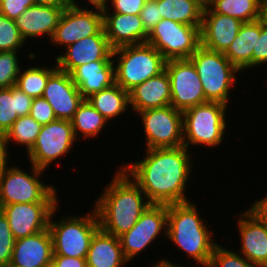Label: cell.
<instances>
[{
    "label": "cell",
    "instance_id": "816d5d0a",
    "mask_svg": "<svg viewBox=\"0 0 267 267\" xmlns=\"http://www.w3.org/2000/svg\"><path fill=\"white\" fill-rule=\"evenodd\" d=\"M46 267H57V266L53 262H51Z\"/></svg>",
    "mask_w": 267,
    "mask_h": 267
},
{
    "label": "cell",
    "instance_id": "e0dca14e",
    "mask_svg": "<svg viewBox=\"0 0 267 267\" xmlns=\"http://www.w3.org/2000/svg\"><path fill=\"white\" fill-rule=\"evenodd\" d=\"M42 97L52 107L57 119L69 121L84 100L71 75L59 69L49 77Z\"/></svg>",
    "mask_w": 267,
    "mask_h": 267
},
{
    "label": "cell",
    "instance_id": "d6a6232c",
    "mask_svg": "<svg viewBox=\"0 0 267 267\" xmlns=\"http://www.w3.org/2000/svg\"><path fill=\"white\" fill-rule=\"evenodd\" d=\"M42 125L30 115L19 117L5 133L8 144L15 142L26 148V154L31 150L41 131Z\"/></svg>",
    "mask_w": 267,
    "mask_h": 267
},
{
    "label": "cell",
    "instance_id": "d4e9b609",
    "mask_svg": "<svg viewBox=\"0 0 267 267\" xmlns=\"http://www.w3.org/2000/svg\"><path fill=\"white\" fill-rule=\"evenodd\" d=\"M125 259L119 237L99 228L91 239L87 267H124Z\"/></svg>",
    "mask_w": 267,
    "mask_h": 267
},
{
    "label": "cell",
    "instance_id": "7402d4cb",
    "mask_svg": "<svg viewBox=\"0 0 267 267\" xmlns=\"http://www.w3.org/2000/svg\"><path fill=\"white\" fill-rule=\"evenodd\" d=\"M66 6L32 5L16 20V26L22 38H37L44 34L51 40L58 25L61 14Z\"/></svg>",
    "mask_w": 267,
    "mask_h": 267
},
{
    "label": "cell",
    "instance_id": "74e56055",
    "mask_svg": "<svg viewBox=\"0 0 267 267\" xmlns=\"http://www.w3.org/2000/svg\"><path fill=\"white\" fill-rule=\"evenodd\" d=\"M267 65V24L256 20V44L252 53V67Z\"/></svg>",
    "mask_w": 267,
    "mask_h": 267
},
{
    "label": "cell",
    "instance_id": "4dcf8cb0",
    "mask_svg": "<svg viewBox=\"0 0 267 267\" xmlns=\"http://www.w3.org/2000/svg\"><path fill=\"white\" fill-rule=\"evenodd\" d=\"M261 5L262 0H211L209 8L214 13L249 23L261 19Z\"/></svg>",
    "mask_w": 267,
    "mask_h": 267
},
{
    "label": "cell",
    "instance_id": "ac0fdd59",
    "mask_svg": "<svg viewBox=\"0 0 267 267\" xmlns=\"http://www.w3.org/2000/svg\"><path fill=\"white\" fill-rule=\"evenodd\" d=\"M110 8V5L104 4L102 13L103 29L112 49L146 43L148 33L139 14L110 12Z\"/></svg>",
    "mask_w": 267,
    "mask_h": 267
},
{
    "label": "cell",
    "instance_id": "ba28073f",
    "mask_svg": "<svg viewBox=\"0 0 267 267\" xmlns=\"http://www.w3.org/2000/svg\"><path fill=\"white\" fill-rule=\"evenodd\" d=\"M30 165L29 173L11 165L0 172V206L59 201L56 187L40 180L45 170Z\"/></svg>",
    "mask_w": 267,
    "mask_h": 267
},
{
    "label": "cell",
    "instance_id": "f35d334b",
    "mask_svg": "<svg viewBox=\"0 0 267 267\" xmlns=\"http://www.w3.org/2000/svg\"><path fill=\"white\" fill-rule=\"evenodd\" d=\"M30 116L42 126L57 120L52 107L43 97L33 99Z\"/></svg>",
    "mask_w": 267,
    "mask_h": 267
},
{
    "label": "cell",
    "instance_id": "8fae6325",
    "mask_svg": "<svg viewBox=\"0 0 267 267\" xmlns=\"http://www.w3.org/2000/svg\"><path fill=\"white\" fill-rule=\"evenodd\" d=\"M76 138L72 122L57 119L43 125L31 150L27 153L29 163L46 170L54 161L70 152Z\"/></svg>",
    "mask_w": 267,
    "mask_h": 267
},
{
    "label": "cell",
    "instance_id": "30bf717a",
    "mask_svg": "<svg viewBox=\"0 0 267 267\" xmlns=\"http://www.w3.org/2000/svg\"><path fill=\"white\" fill-rule=\"evenodd\" d=\"M145 132L144 148H177L183 145L182 111L171 105L138 112Z\"/></svg>",
    "mask_w": 267,
    "mask_h": 267
},
{
    "label": "cell",
    "instance_id": "1f68e13d",
    "mask_svg": "<svg viewBox=\"0 0 267 267\" xmlns=\"http://www.w3.org/2000/svg\"><path fill=\"white\" fill-rule=\"evenodd\" d=\"M31 66L20 69L15 86L32 98L42 97L49 77L58 69L57 64L50 67Z\"/></svg>",
    "mask_w": 267,
    "mask_h": 267
},
{
    "label": "cell",
    "instance_id": "836d02e7",
    "mask_svg": "<svg viewBox=\"0 0 267 267\" xmlns=\"http://www.w3.org/2000/svg\"><path fill=\"white\" fill-rule=\"evenodd\" d=\"M15 20L0 14V52L19 51L25 45Z\"/></svg>",
    "mask_w": 267,
    "mask_h": 267
},
{
    "label": "cell",
    "instance_id": "ab89813d",
    "mask_svg": "<svg viewBox=\"0 0 267 267\" xmlns=\"http://www.w3.org/2000/svg\"><path fill=\"white\" fill-rule=\"evenodd\" d=\"M139 15L142 20L143 27L146 32L149 33L162 19L159 7L157 6V0H146Z\"/></svg>",
    "mask_w": 267,
    "mask_h": 267
},
{
    "label": "cell",
    "instance_id": "44dd1931",
    "mask_svg": "<svg viewBox=\"0 0 267 267\" xmlns=\"http://www.w3.org/2000/svg\"><path fill=\"white\" fill-rule=\"evenodd\" d=\"M53 245L49 229L15 240L8 267H46L52 262Z\"/></svg>",
    "mask_w": 267,
    "mask_h": 267
},
{
    "label": "cell",
    "instance_id": "7a4b0ae2",
    "mask_svg": "<svg viewBox=\"0 0 267 267\" xmlns=\"http://www.w3.org/2000/svg\"><path fill=\"white\" fill-rule=\"evenodd\" d=\"M112 179L93 206L100 228L119 237L136 224L151 203L122 168L115 172Z\"/></svg>",
    "mask_w": 267,
    "mask_h": 267
},
{
    "label": "cell",
    "instance_id": "f6af8a7d",
    "mask_svg": "<svg viewBox=\"0 0 267 267\" xmlns=\"http://www.w3.org/2000/svg\"><path fill=\"white\" fill-rule=\"evenodd\" d=\"M8 146V147H7ZM9 144L5 138V133L0 131V172L8 167L9 157ZM9 157V158H8ZM8 159V160H7Z\"/></svg>",
    "mask_w": 267,
    "mask_h": 267
},
{
    "label": "cell",
    "instance_id": "f1b7e54d",
    "mask_svg": "<svg viewBox=\"0 0 267 267\" xmlns=\"http://www.w3.org/2000/svg\"><path fill=\"white\" fill-rule=\"evenodd\" d=\"M162 19L201 26L203 7L194 0H157Z\"/></svg>",
    "mask_w": 267,
    "mask_h": 267
},
{
    "label": "cell",
    "instance_id": "8d00e7d4",
    "mask_svg": "<svg viewBox=\"0 0 267 267\" xmlns=\"http://www.w3.org/2000/svg\"><path fill=\"white\" fill-rule=\"evenodd\" d=\"M15 239L8 220L0 210V267L11 264Z\"/></svg>",
    "mask_w": 267,
    "mask_h": 267
},
{
    "label": "cell",
    "instance_id": "bcb514c9",
    "mask_svg": "<svg viewBox=\"0 0 267 267\" xmlns=\"http://www.w3.org/2000/svg\"><path fill=\"white\" fill-rule=\"evenodd\" d=\"M66 1V6L68 7H80V5L77 3L78 1L76 0H65ZM87 4H91L92 7H103L105 1L104 0H87Z\"/></svg>",
    "mask_w": 267,
    "mask_h": 267
},
{
    "label": "cell",
    "instance_id": "6da1fadb",
    "mask_svg": "<svg viewBox=\"0 0 267 267\" xmlns=\"http://www.w3.org/2000/svg\"><path fill=\"white\" fill-rule=\"evenodd\" d=\"M185 146L146 149L142 160L121 168L141 188L151 204L190 201L185 195L192 172V158ZM187 186V187H186Z\"/></svg>",
    "mask_w": 267,
    "mask_h": 267
},
{
    "label": "cell",
    "instance_id": "5bb4252c",
    "mask_svg": "<svg viewBox=\"0 0 267 267\" xmlns=\"http://www.w3.org/2000/svg\"><path fill=\"white\" fill-rule=\"evenodd\" d=\"M103 28L102 7H68L63 10L50 40L54 45L67 47L78 40L96 35Z\"/></svg>",
    "mask_w": 267,
    "mask_h": 267
},
{
    "label": "cell",
    "instance_id": "7c38bea8",
    "mask_svg": "<svg viewBox=\"0 0 267 267\" xmlns=\"http://www.w3.org/2000/svg\"><path fill=\"white\" fill-rule=\"evenodd\" d=\"M168 205L151 204L136 224L119 236L125 259L134 261L163 232L167 236Z\"/></svg>",
    "mask_w": 267,
    "mask_h": 267
},
{
    "label": "cell",
    "instance_id": "681fc988",
    "mask_svg": "<svg viewBox=\"0 0 267 267\" xmlns=\"http://www.w3.org/2000/svg\"><path fill=\"white\" fill-rule=\"evenodd\" d=\"M261 20L267 24V0H262Z\"/></svg>",
    "mask_w": 267,
    "mask_h": 267
},
{
    "label": "cell",
    "instance_id": "d6986e66",
    "mask_svg": "<svg viewBox=\"0 0 267 267\" xmlns=\"http://www.w3.org/2000/svg\"><path fill=\"white\" fill-rule=\"evenodd\" d=\"M242 24L236 18L214 13L209 7L204 8L200 27L201 46L224 53L236 38Z\"/></svg>",
    "mask_w": 267,
    "mask_h": 267
},
{
    "label": "cell",
    "instance_id": "2e32d148",
    "mask_svg": "<svg viewBox=\"0 0 267 267\" xmlns=\"http://www.w3.org/2000/svg\"><path fill=\"white\" fill-rule=\"evenodd\" d=\"M113 49L102 28L96 35L82 38L67 46L63 54L55 57L59 70L71 73L76 67L99 60H112Z\"/></svg>",
    "mask_w": 267,
    "mask_h": 267
},
{
    "label": "cell",
    "instance_id": "ee69618b",
    "mask_svg": "<svg viewBox=\"0 0 267 267\" xmlns=\"http://www.w3.org/2000/svg\"><path fill=\"white\" fill-rule=\"evenodd\" d=\"M52 262L57 267H87L86 258L66 257L53 255Z\"/></svg>",
    "mask_w": 267,
    "mask_h": 267
},
{
    "label": "cell",
    "instance_id": "7dc6e473",
    "mask_svg": "<svg viewBox=\"0 0 267 267\" xmlns=\"http://www.w3.org/2000/svg\"><path fill=\"white\" fill-rule=\"evenodd\" d=\"M35 5L66 6L65 0H34Z\"/></svg>",
    "mask_w": 267,
    "mask_h": 267
},
{
    "label": "cell",
    "instance_id": "60d3db41",
    "mask_svg": "<svg viewBox=\"0 0 267 267\" xmlns=\"http://www.w3.org/2000/svg\"><path fill=\"white\" fill-rule=\"evenodd\" d=\"M32 5H34V0H0V14L16 20Z\"/></svg>",
    "mask_w": 267,
    "mask_h": 267
},
{
    "label": "cell",
    "instance_id": "b9f144b4",
    "mask_svg": "<svg viewBox=\"0 0 267 267\" xmlns=\"http://www.w3.org/2000/svg\"><path fill=\"white\" fill-rule=\"evenodd\" d=\"M112 5L115 13L140 14L146 0H106L104 4Z\"/></svg>",
    "mask_w": 267,
    "mask_h": 267
},
{
    "label": "cell",
    "instance_id": "9c48e42d",
    "mask_svg": "<svg viewBox=\"0 0 267 267\" xmlns=\"http://www.w3.org/2000/svg\"><path fill=\"white\" fill-rule=\"evenodd\" d=\"M200 27L161 19L148 33L146 43L158 50L166 61L188 59L201 46Z\"/></svg>",
    "mask_w": 267,
    "mask_h": 267
},
{
    "label": "cell",
    "instance_id": "ffe728a7",
    "mask_svg": "<svg viewBox=\"0 0 267 267\" xmlns=\"http://www.w3.org/2000/svg\"><path fill=\"white\" fill-rule=\"evenodd\" d=\"M239 215L240 254L259 267H267V228L248 210Z\"/></svg>",
    "mask_w": 267,
    "mask_h": 267
},
{
    "label": "cell",
    "instance_id": "c3c4849f",
    "mask_svg": "<svg viewBox=\"0 0 267 267\" xmlns=\"http://www.w3.org/2000/svg\"><path fill=\"white\" fill-rule=\"evenodd\" d=\"M199 265H195V267H197ZM151 267H185V265H176V263H172L169 262L168 259H164L162 258V260L160 259V261H158L156 264H154V266ZM188 267V266H186ZM191 267V266H190Z\"/></svg>",
    "mask_w": 267,
    "mask_h": 267
},
{
    "label": "cell",
    "instance_id": "4316f807",
    "mask_svg": "<svg viewBox=\"0 0 267 267\" xmlns=\"http://www.w3.org/2000/svg\"><path fill=\"white\" fill-rule=\"evenodd\" d=\"M256 44V21L243 23L225 57L241 72L252 67V53Z\"/></svg>",
    "mask_w": 267,
    "mask_h": 267
},
{
    "label": "cell",
    "instance_id": "d590c367",
    "mask_svg": "<svg viewBox=\"0 0 267 267\" xmlns=\"http://www.w3.org/2000/svg\"><path fill=\"white\" fill-rule=\"evenodd\" d=\"M208 267H259L249 262L242 254L224 248L218 243L212 253Z\"/></svg>",
    "mask_w": 267,
    "mask_h": 267
},
{
    "label": "cell",
    "instance_id": "cb8c5ba5",
    "mask_svg": "<svg viewBox=\"0 0 267 267\" xmlns=\"http://www.w3.org/2000/svg\"><path fill=\"white\" fill-rule=\"evenodd\" d=\"M70 75L84 99L115 83L113 60H99L80 65Z\"/></svg>",
    "mask_w": 267,
    "mask_h": 267
},
{
    "label": "cell",
    "instance_id": "8992f818",
    "mask_svg": "<svg viewBox=\"0 0 267 267\" xmlns=\"http://www.w3.org/2000/svg\"><path fill=\"white\" fill-rule=\"evenodd\" d=\"M228 106L220 102H206L182 112L183 145L219 146L224 140L227 127Z\"/></svg>",
    "mask_w": 267,
    "mask_h": 267
},
{
    "label": "cell",
    "instance_id": "f907efd6",
    "mask_svg": "<svg viewBox=\"0 0 267 267\" xmlns=\"http://www.w3.org/2000/svg\"><path fill=\"white\" fill-rule=\"evenodd\" d=\"M194 1L200 4L203 8H208L211 3V0H194Z\"/></svg>",
    "mask_w": 267,
    "mask_h": 267
},
{
    "label": "cell",
    "instance_id": "9a60e30c",
    "mask_svg": "<svg viewBox=\"0 0 267 267\" xmlns=\"http://www.w3.org/2000/svg\"><path fill=\"white\" fill-rule=\"evenodd\" d=\"M59 202L16 203L0 206L14 239L25 238L48 229L52 211Z\"/></svg>",
    "mask_w": 267,
    "mask_h": 267
},
{
    "label": "cell",
    "instance_id": "603a6c76",
    "mask_svg": "<svg viewBox=\"0 0 267 267\" xmlns=\"http://www.w3.org/2000/svg\"><path fill=\"white\" fill-rule=\"evenodd\" d=\"M129 104L138 113L171 104L170 78L166 70L129 91Z\"/></svg>",
    "mask_w": 267,
    "mask_h": 267
},
{
    "label": "cell",
    "instance_id": "7bdbcfd3",
    "mask_svg": "<svg viewBox=\"0 0 267 267\" xmlns=\"http://www.w3.org/2000/svg\"><path fill=\"white\" fill-rule=\"evenodd\" d=\"M248 211L267 228V194L266 197L257 199Z\"/></svg>",
    "mask_w": 267,
    "mask_h": 267
},
{
    "label": "cell",
    "instance_id": "5b68a950",
    "mask_svg": "<svg viewBox=\"0 0 267 267\" xmlns=\"http://www.w3.org/2000/svg\"><path fill=\"white\" fill-rule=\"evenodd\" d=\"M57 207L52 211L48 229L52 238L53 255L86 258L90 242L95 232L100 228L95 208L86 215L62 217L53 220Z\"/></svg>",
    "mask_w": 267,
    "mask_h": 267
},
{
    "label": "cell",
    "instance_id": "e575fe53",
    "mask_svg": "<svg viewBox=\"0 0 267 267\" xmlns=\"http://www.w3.org/2000/svg\"><path fill=\"white\" fill-rule=\"evenodd\" d=\"M20 51H2L0 52V89L15 86L19 72Z\"/></svg>",
    "mask_w": 267,
    "mask_h": 267
},
{
    "label": "cell",
    "instance_id": "f546056e",
    "mask_svg": "<svg viewBox=\"0 0 267 267\" xmlns=\"http://www.w3.org/2000/svg\"><path fill=\"white\" fill-rule=\"evenodd\" d=\"M71 122L76 140L81 136L86 139L97 137L108 123L86 99L79 105Z\"/></svg>",
    "mask_w": 267,
    "mask_h": 267
},
{
    "label": "cell",
    "instance_id": "484cf974",
    "mask_svg": "<svg viewBox=\"0 0 267 267\" xmlns=\"http://www.w3.org/2000/svg\"><path fill=\"white\" fill-rule=\"evenodd\" d=\"M33 99L16 86L0 89V131L6 133L19 117L30 115Z\"/></svg>",
    "mask_w": 267,
    "mask_h": 267
},
{
    "label": "cell",
    "instance_id": "52a82bcc",
    "mask_svg": "<svg viewBox=\"0 0 267 267\" xmlns=\"http://www.w3.org/2000/svg\"><path fill=\"white\" fill-rule=\"evenodd\" d=\"M189 59L197 70L205 99L228 106L230 89L237 84L236 76L241 72L223 52L212 51L203 46H200Z\"/></svg>",
    "mask_w": 267,
    "mask_h": 267
},
{
    "label": "cell",
    "instance_id": "3957f363",
    "mask_svg": "<svg viewBox=\"0 0 267 267\" xmlns=\"http://www.w3.org/2000/svg\"><path fill=\"white\" fill-rule=\"evenodd\" d=\"M197 205L190 201L168 205L167 236L178 246V250L197 262L201 267H208L215 246L214 232L197 211ZM209 229V230H208Z\"/></svg>",
    "mask_w": 267,
    "mask_h": 267
},
{
    "label": "cell",
    "instance_id": "83f0119b",
    "mask_svg": "<svg viewBox=\"0 0 267 267\" xmlns=\"http://www.w3.org/2000/svg\"><path fill=\"white\" fill-rule=\"evenodd\" d=\"M107 121L122 116L129 109V92L114 83L86 99Z\"/></svg>",
    "mask_w": 267,
    "mask_h": 267
},
{
    "label": "cell",
    "instance_id": "4fadbf2b",
    "mask_svg": "<svg viewBox=\"0 0 267 267\" xmlns=\"http://www.w3.org/2000/svg\"><path fill=\"white\" fill-rule=\"evenodd\" d=\"M165 70L170 78L171 106L180 111L208 102L202 83L192 61L188 59L168 60Z\"/></svg>",
    "mask_w": 267,
    "mask_h": 267
},
{
    "label": "cell",
    "instance_id": "277c9868",
    "mask_svg": "<svg viewBox=\"0 0 267 267\" xmlns=\"http://www.w3.org/2000/svg\"><path fill=\"white\" fill-rule=\"evenodd\" d=\"M112 58L115 83L128 92L165 70L166 60L148 43L113 49Z\"/></svg>",
    "mask_w": 267,
    "mask_h": 267
}]
</instances>
